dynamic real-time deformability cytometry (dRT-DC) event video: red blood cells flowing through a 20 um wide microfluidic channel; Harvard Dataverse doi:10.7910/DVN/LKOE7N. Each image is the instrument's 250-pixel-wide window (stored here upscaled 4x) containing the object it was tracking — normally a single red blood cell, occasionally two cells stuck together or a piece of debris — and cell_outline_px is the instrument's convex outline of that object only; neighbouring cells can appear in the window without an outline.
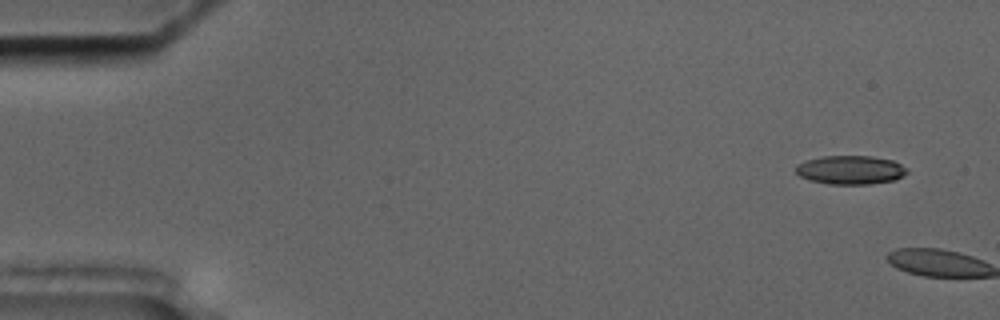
{"species": "common noctule bat (a hibernating species)", "species_latin": "Nyctalus noctula", "temperature_condition": "cold", "stored_images_in_passage": 3, "camera_frame_rate_fps": 3000, "um_per_image_px": 0.085, "animal": {"sex": "male", "body_mass_g": 17.5, "forearm_length_mm": 52.3}, "frame": {"image": 1, "passage_image": 2, "time_ms": 0.333, "image_size_px": [1000, 320], "cell_outline_px": [[908, 172], [896, 180], [872, 184], [828, 184], [812, 180], [800, 176], [796, 172], [796, 164], [820, 156], [872, 156], [892, 160], [908, 168]], "centroid_in_image_um": [72.32, 14.44], "position_along_channel_um": 12.7, "area_um2": 18.67}}